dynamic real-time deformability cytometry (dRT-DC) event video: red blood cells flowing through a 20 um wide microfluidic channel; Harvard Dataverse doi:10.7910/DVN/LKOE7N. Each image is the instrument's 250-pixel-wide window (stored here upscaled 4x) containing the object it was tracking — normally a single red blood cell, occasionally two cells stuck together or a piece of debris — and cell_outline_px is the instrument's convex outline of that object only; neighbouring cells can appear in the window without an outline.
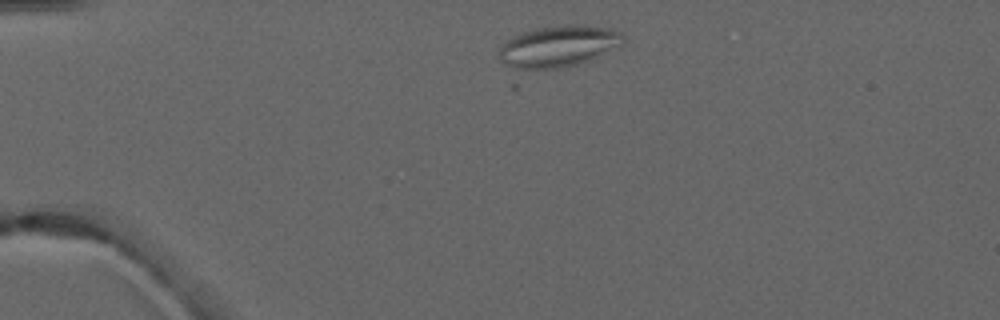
{"species": "common noctule bat (a hibernating species)", "species_latin": "Nyctalus noctula", "temperature_condition": "warm", "stored_images_in_passage": 3, "camera_frame_rate_fps": 3000, "um_per_image_px": 0.085, "animal": {"sex": "male", "forearm_length_mm": 52.5}, "frame": {"image": 1, "passage_image": 2, "time_ms": 1.0, "image_size_px": [1000, 320], "cell_outline_px": [[624, 44], [592, 60], [560, 68], [524, 72], [520, 72], [504, 64], [500, 60], [500, 44], [504, 40], [512, 36], [536, 28], [568, 24], [584, 24], [612, 28], [624, 32]], "centroid_in_image_um": [47.46, 3.95], "position_along_channel_um": 37.5, "area_um2": 31.15}}